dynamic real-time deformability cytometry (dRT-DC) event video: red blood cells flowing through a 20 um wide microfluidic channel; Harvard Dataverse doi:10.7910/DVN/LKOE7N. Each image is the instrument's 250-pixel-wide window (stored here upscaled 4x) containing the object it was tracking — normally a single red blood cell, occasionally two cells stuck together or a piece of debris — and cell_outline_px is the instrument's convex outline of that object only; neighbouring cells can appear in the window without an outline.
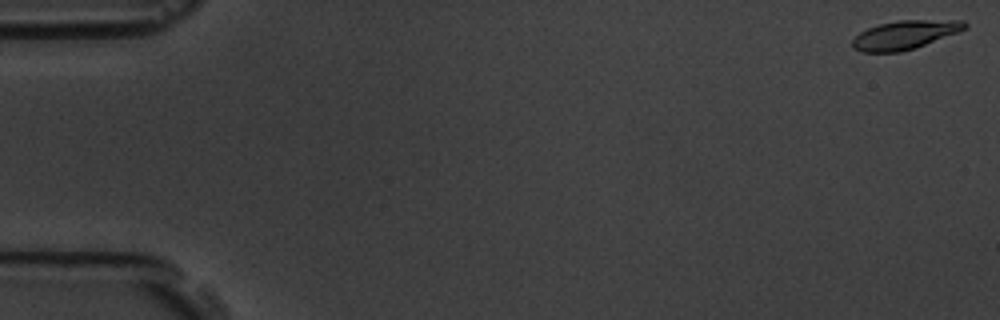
{"species": "common noctule bat (a hibernating species)", "species_latin": "Nyctalus noctula", "temperature_condition": "room temperature", "stored_images_in_passage": 6, "camera_frame_rate_fps": 3000, "um_per_image_px": 0.085, "animal": {"sex": "male", "body_mass_g": 19.5, "forearm_length_mm": 54.6}, "frame": {"image": 1, "passage_image": 1, "time_ms": 0.0, "image_size_px": [1000, 320], "cell_outline_px": [[968, 28], [960, 32], [916, 48], [900, 52], [864, 52], [856, 48], [852, 44], [852, 40], [860, 32], [868, 28], [880, 24], [896, 20], [964, 20], [968, 24]], "centroid_in_image_um": [76.99, 2.95], "position_along_channel_um": 8.0, "area_um2": 18.9}}
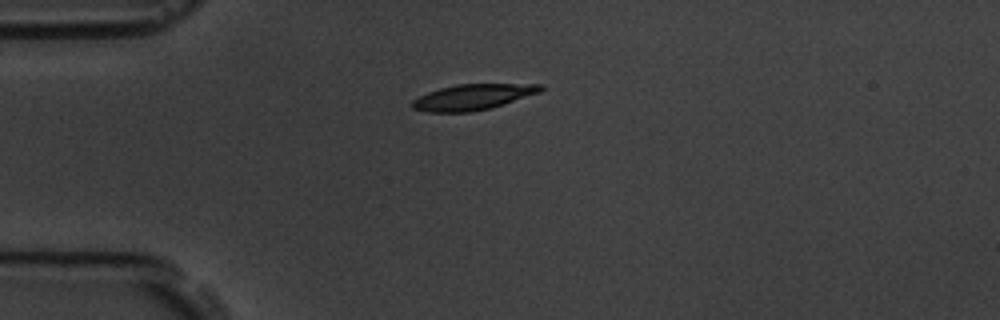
{"frame": {"image": 2, "passage_image": 5, "time_ms": 4.667, "image_size_px": [1000, 320], "cell_outline_px": [[544, 88], [540, 92], [488, 108], [468, 112], [424, 112], [412, 108], [408, 104], [412, 100], [428, 92], [440, 88], [456, 84], [544, 84]], "centroid_in_image_um": [40.12, 8.24], "position_along_channel_um": 44.9, "area_um2": 19.07}}